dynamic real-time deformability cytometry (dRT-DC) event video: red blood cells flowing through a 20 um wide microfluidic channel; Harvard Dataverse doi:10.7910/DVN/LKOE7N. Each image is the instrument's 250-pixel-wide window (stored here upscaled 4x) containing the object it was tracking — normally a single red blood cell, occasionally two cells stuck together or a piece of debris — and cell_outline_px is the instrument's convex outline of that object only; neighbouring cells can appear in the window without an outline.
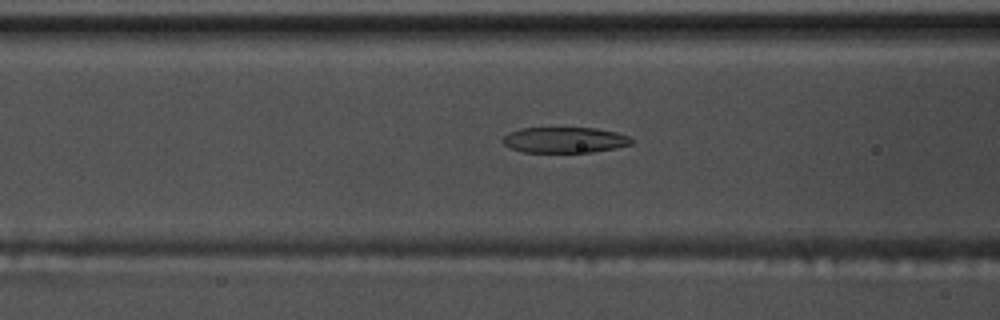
{"species": "common noctule bat (a hibernating species)", "species_latin": "Nyctalus noctula", "temperature_condition": "warm", "stored_images_in_passage": 40, "camera_frame_rate_fps": 3000, "um_per_image_px": 0.085, "animal": {"sex": "male", "body_mass_g": 17.5, "forearm_length_mm": 52.3}, "frame": {"image": 1, "passage_image": 12, "time_ms": 3.667, "image_size_px": [1000, 320], "cell_outline_px": [[636, 140], [632, 144], [616, 148], [592, 152], [524, 152], [508, 148], [504, 144], [504, 136], [508, 132], [520, 128], [596, 128], [616, 132], [628, 136]], "centroid_in_image_um": [48.02, 11.9], "position_along_channel_um": 118.6, "area_um2": 19.42}}
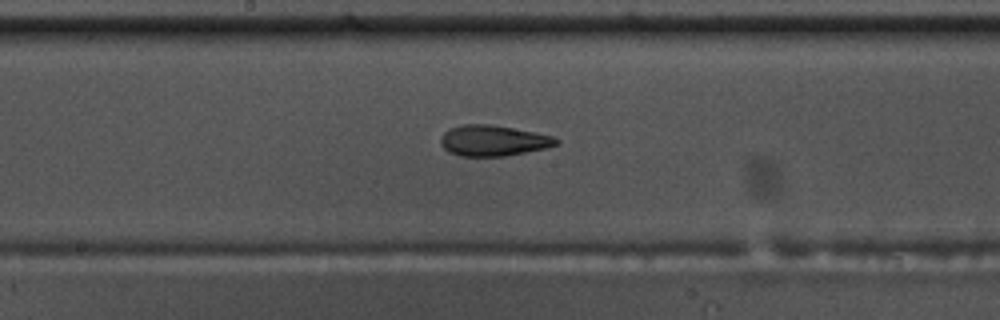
{"frame": {"image": 2, "passage_image": 19, "time_ms": 6.0, "image_size_px": [1000, 320], "cell_outline_px": [[560, 144], [548, 148], [504, 156], [460, 156], [448, 152], [440, 144], [440, 136], [448, 128], [460, 124], [488, 124], [536, 132], [552, 136], [560, 140]], "centroid_in_image_um": [41.91, 11.95], "position_along_channel_um": 206.3, "area_um2": 20.98}}
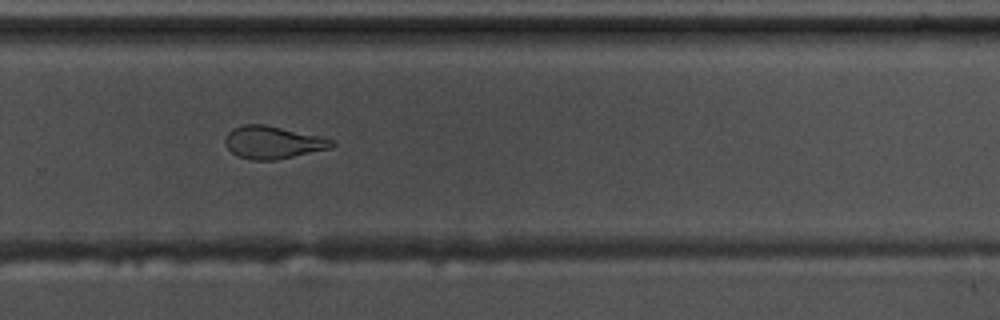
{"frame": {"image": 3, "passage_image": 27, "time_ms": 8.667, "image_size_px": [1000, 320], "cell_outline_px": [[336, 144], [332, 148], [276, 160], [252, 160], [236, 156], [224, 144], [224, 140], [228, 132], [232, 128], [244, 124], [264, 124], [320, 136], [332, 140]], "centroid_in_image_um": [23.17, 12.11], "position_along_channel_um": 306.6, "area_um2": 20.35}, "authors_computed_cell_mechanics": {"area_um2": 20.9525, "velocity_mm_per_s": 3.7692, "shape_relaxation_time_tau1_ms": 6.6394, "shape_relaxation_time_tau2_ms": 1.9002, "deformation_change_tau1": 0.2261, "deformation_change_tau2": 0.1096}}